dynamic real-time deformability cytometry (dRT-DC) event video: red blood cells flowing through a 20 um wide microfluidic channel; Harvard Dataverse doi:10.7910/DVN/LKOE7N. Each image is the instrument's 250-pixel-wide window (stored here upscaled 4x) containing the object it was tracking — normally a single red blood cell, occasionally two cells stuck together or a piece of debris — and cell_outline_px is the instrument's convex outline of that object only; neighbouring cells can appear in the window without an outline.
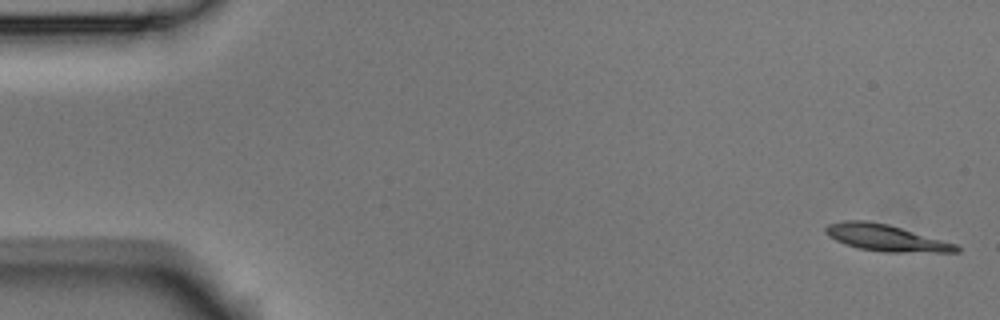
{"species": "Egyptian fruit bat (a non-hibernating species)", "species_latin": "Rousettus aegyptiacus", "temperature_condition": "room temperature", "stored_images_in_passage": 5, "camera_frame_rate_fps": 3000, "um_per_image_px": 0.085, "animal": {"sex": "male"}, "frame": {"image": 1, "passage_image": 1, "time_ms": 0.0, "image_size_px": [1000, 320], "cell_outline_px": [[960, 252], [884, 252], [856, 248], [844, 244], [828, 236], [824, 232], [824, 228], [828, 224], [844, 220], [868, 220], [888, 224], [956, 244], [960, 248]], "centroid_in_image_um": [75.24, 20.21], "position_along_channel_um": 9.8, "area_um2": 20.29}}
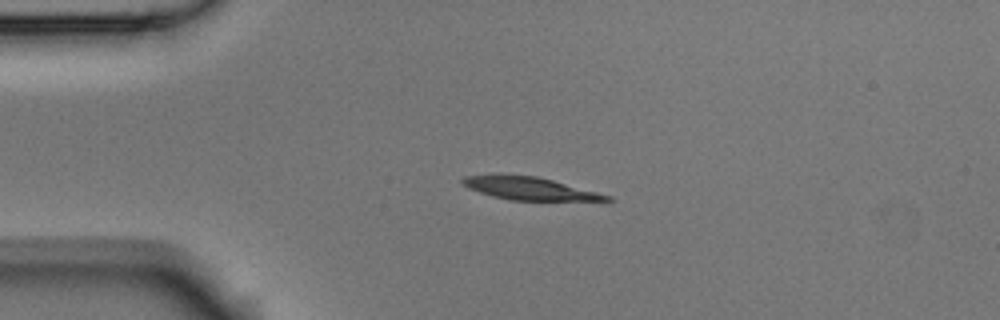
{"frame": {"image": 2, "passage_image": 4, "time_ms": 1.0, "image_size_px": [1000, 320], "cell_outline_px": [[612, 200], [512, 200], [492, 196], [468, 188], [460, 184], [460, 180], [464, 176], [500, 172], [536, 176], [552, 180], [612, 196]], "centroid_in_image_um": [44.86, 15.97], "position_along_channel_um": 40.1, "area_um2": 19.42}}